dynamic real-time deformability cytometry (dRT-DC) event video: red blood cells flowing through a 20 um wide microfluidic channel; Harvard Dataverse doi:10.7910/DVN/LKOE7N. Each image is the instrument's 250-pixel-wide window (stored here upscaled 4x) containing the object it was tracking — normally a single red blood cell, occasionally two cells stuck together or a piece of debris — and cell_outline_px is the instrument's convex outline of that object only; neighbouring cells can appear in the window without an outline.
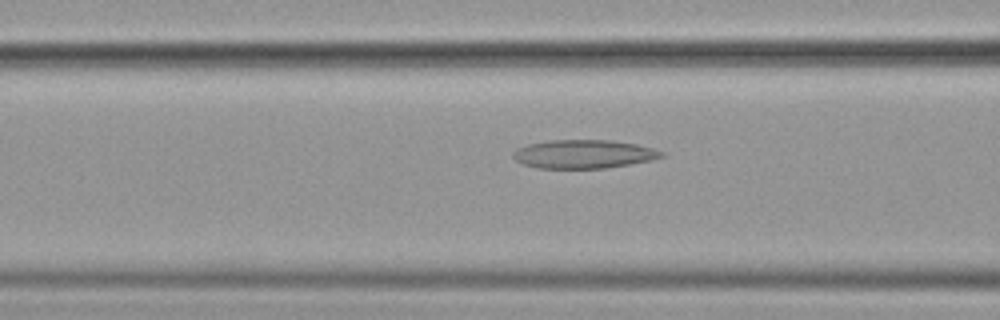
{"species": "common noctule bat (a hibernating species)", "species_latin": "Nyctalus noctula", "temperature_condition": "cold", "stored_images_in_passage": 44, "camera_frame_rate_fps": 3000, "um_per_image_px": 0.085, "animal": {"sex": "female", "body_mass_g": 19.9}, "frame": {"image": 1, "passage_image": 11, "time_ms": 3.333, "image_size_px": [1000, 320], "cell_outline_px": [[664, 156], [652, 160], [604, 168], [540, 168], [524, 164], [516, 160], [512, 156], [512, 152], [516, 148], [528, 144], [552, 140], [612, 140], [636, 144], [652, 148], [664, 152]], "centroid_in_image_um": [49.6, 13.09], "position_along_channel_um": 117.0, "area_um2": 24.57}}
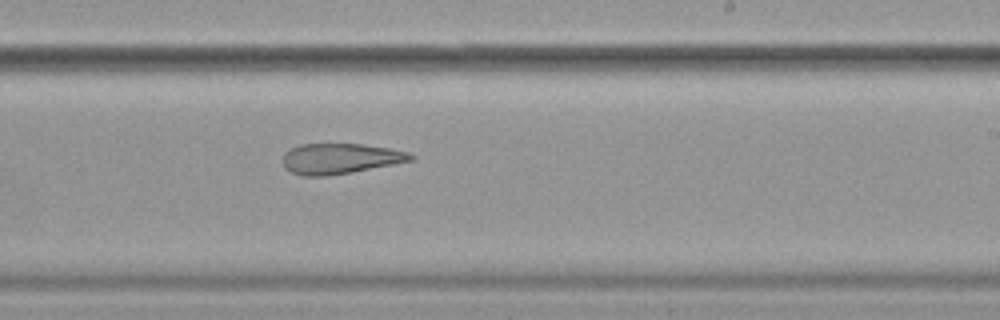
{"frame": {"image": 2, "passage_image": 23, "time_ms": 7.333, "image_size_px": [1000, 320], "cell_outline_px": [[416, 160], [352, 172], [328, 176], [304, 176], [292, 172], [284, 168], [284, 152], [300, 144], [364, 144], [388, 148], [408, 152], [416, 156]], "centroid_in_image_um": [28.95, 13.48], "position_along_channel_um": 260.1, "area_um2": 22.77}}
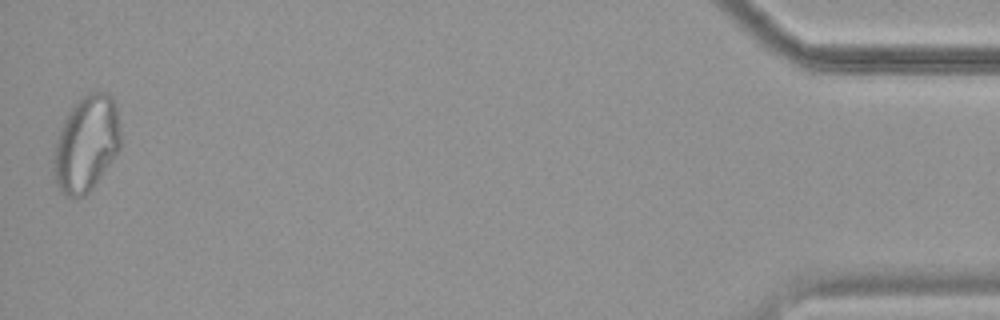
{"frame": {"image": 3, "passage_image": 44, "time_ms": 14.333, "image_size_px": [1000, 320], "cell_outline_px": [[120, 148], [112, 160], [88, 192], [84, 196], [68, 196], [60, 192], [56, 184], [56, 144], [60, 128], [68, 112], [80, 96], [92, 92], [104, 92], [112, 96], [116, 108], [120, 128]], "centroid_in_image_um": [7.36, 12.17], "position_along_channel_um": 427.8, "area_um2": 36.53}, "authors_computed_cell_mechanics": {"area_um2": 25.721, "velocity_mm_per_s": 3.5905, "shape_relaxation_time_tau1_ms": null, "shape_relaxation_time_tau2_ms": 4.526, "deformation_change_tau1": null, "deformation_change_tau2": 0.1434}}